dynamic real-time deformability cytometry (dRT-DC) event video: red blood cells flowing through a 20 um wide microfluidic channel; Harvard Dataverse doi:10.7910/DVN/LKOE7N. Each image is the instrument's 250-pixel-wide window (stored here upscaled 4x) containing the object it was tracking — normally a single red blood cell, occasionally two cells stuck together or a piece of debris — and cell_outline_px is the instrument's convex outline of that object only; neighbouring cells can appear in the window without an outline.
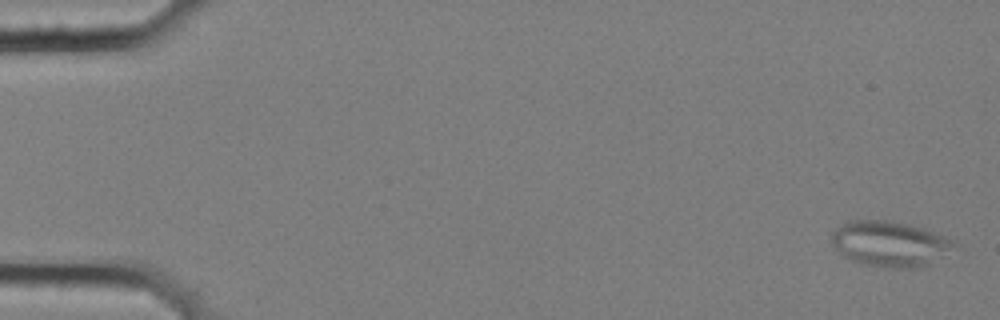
{"species": "common noctule bat (a hibernating species)", "species_latin": "Nyctalus noctula", "temperature_condition": "cold", "stored_images_in_passage": 7, "camera_frame_rate_fps": 3000, "um_per_image_px": 0.085, "animal": {"sex": "female", "body_mass_g": 25.1}, "frame": {"image": 1, "passage_image": 1, "time_ms": 0.0, "image_size_px": [1000, 320], "cell_outline_px": [[956, 240], [940, 256], [928, 264], [916, 268], [888, 268], [864, 264], [852, 260], [844, 256], [832, 244], [832, 232], [836, 228], [848, 220], [888, 220], [908, 224]], "centroid_in_image_um": [75.55, 20.71], "position_along_channel_um": 9.5, "area_um2": 31.73}}
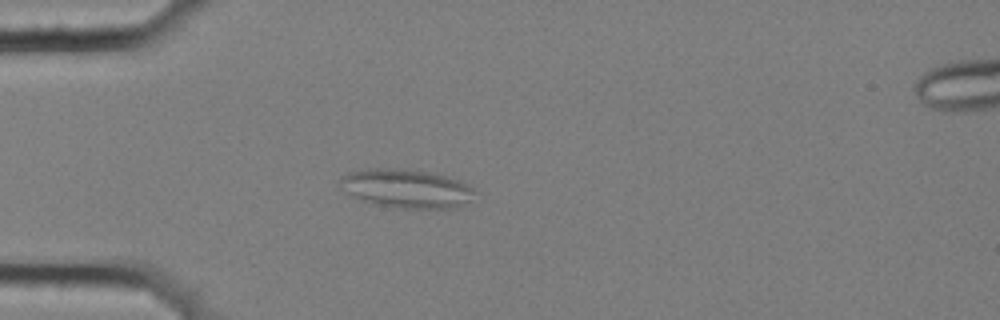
{"frame": {"image": 2, "passage_image": 5, "time_ms": 1.333, "image_size_px": [1000, 320], "cell_outline_px": [[476, 192], [472, 200], [468, 204], [460, 208], [404, 208], [376, 204], [352, 196], [344, 192], [340, 188], [340, 180], [348, 172], [372, 168], [376, 168], [424, 172], [444, 176], [460, 180], [468, 184]], "centroid_in_image_um": [34.59, 16.05], "position_along_channel_um": 50.4, "area_um2": 30.06}}